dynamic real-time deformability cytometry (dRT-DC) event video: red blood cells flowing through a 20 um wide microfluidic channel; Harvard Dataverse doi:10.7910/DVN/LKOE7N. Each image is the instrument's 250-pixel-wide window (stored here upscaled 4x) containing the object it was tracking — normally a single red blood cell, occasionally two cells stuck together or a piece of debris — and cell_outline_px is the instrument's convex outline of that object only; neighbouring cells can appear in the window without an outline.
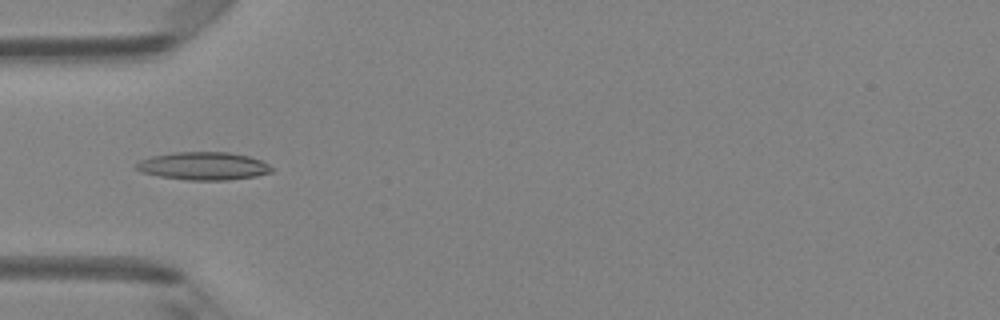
{"species": "Egyptian fruit bat (a non-hibernating species)", "species_latin": "Rousettus aegyptiacus", "temperature_condition": "room temperature", "stored_images_in_passage": 48, "camera_frame_rate_fps": 3000, "um_per_image_px": 0.085, "animal": {"sex": "female"}, "frame": {"image": 1, "passage_image": 15, "time_ms": 4.667, "image_size_px": [1000, 320], "cell_outline_px": [[276, 168], [272, 172], [256, 176], [228, 180], [188, 180], [160, 176], [140, 172], [132, 168], [140, 160], [152, 156], [172, 152], [228, 152], [248, 156], [260, 160]], "centroid_in_image_um": [17.28, 14.11], "position_along_channel_um": 67.7, "area_um2": 22.2}}
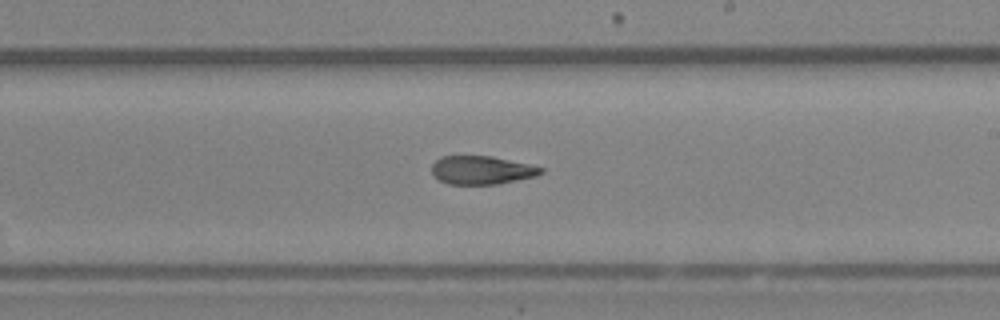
{"frame": {"image": 2, "passage_image": 28, "time_ms": 9.0, "image_size_px": [1000, 320], "cell_outline_px": [[544, 172], [536, 176], [496, 184], [448, 184], [440, 180], [432, 172], [432, 164], [440, 156], [492, 156], [528, 164], [544, 168]], "centroid_in_image_um": [40.94, 14.45], "position_along_channel_um": 248.1, "area_um2": 17.92}}
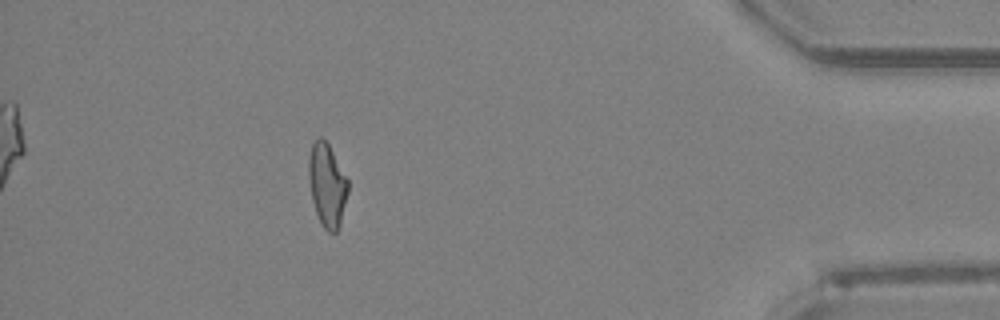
{"frame": {"image": 3, "passage_image": 43, "time_ms": 14.0, "image_size_px": [1000, 320], "cell_outline_px": [[348, 192], [340, 224], [336, 232], [328, 232], [324, 228], [316, 212], [312, 200], [308, 176], [308, 160], [312, 144], [316, 136], [320, 136], [328, 144], [348, 180]], "centroid_in_image_um": [27.79, 15.71], "position_along_channel_um": 407.4, "area_um2": 18.9}, "authors_computed_cell_mechanics": {"area_um2": 19.5942, "velocity_mm_per_s": 4.1816, "shape_relaxation_time_tau1_ms": null, "shape_relaxation_time_tau2_ms": 3.3166, "deformation_change_tau1": null, "deformation_change_tau2": 0.1215}}